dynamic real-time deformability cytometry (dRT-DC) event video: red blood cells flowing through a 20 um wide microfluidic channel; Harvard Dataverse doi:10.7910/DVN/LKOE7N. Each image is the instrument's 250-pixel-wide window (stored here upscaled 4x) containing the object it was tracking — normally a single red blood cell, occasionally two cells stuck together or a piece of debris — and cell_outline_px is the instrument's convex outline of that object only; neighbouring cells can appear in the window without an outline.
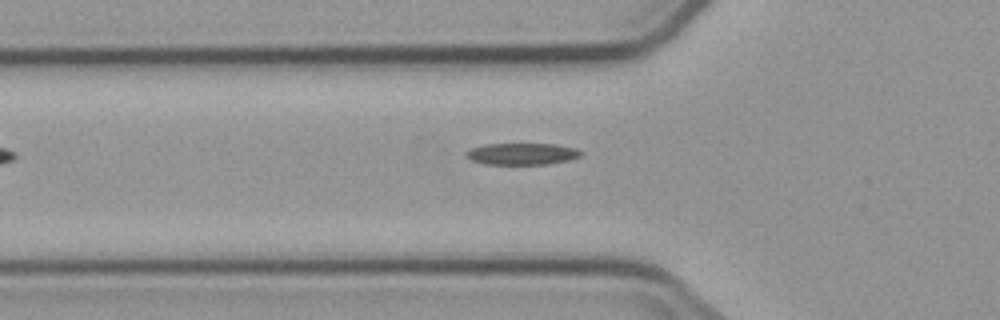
{"species": "common noctule bat (a hibernating species)", "species_latin": "Nyctalus noctula", "temperature_condition": "cold", "stored_images_in_passage": 3, "camera_frame_rate_fps": 3000, "um_per_image_px": 0.085, "animal": {"sex": "male", "body_mass_g": 23.1, "forearm_length_mm": 52.7}, "frame": {"image": 1, "passage_image": 2, "time_ms": 1.333, "image_size_px": [1000, 320], "cell_outline_px": [[584, 152], [580, 156], [568, 160], [548, 164], [484, 164], [472, 160], [464, 156], [464, 152], [472, 148], [484, 144], [556, 144], [576, 148]], "centroid_in_image_um": [44.36, 13.07], "position_along_channel_um": 81.4, "area_um2": 14.57}}
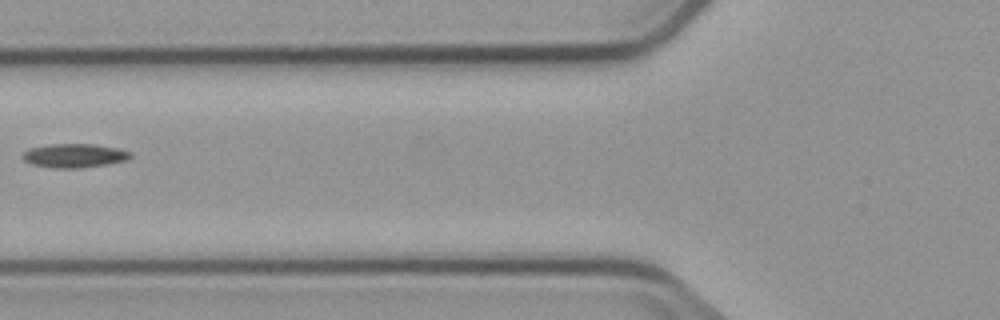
{"frame": {"image": 2, "passage_image": 3, "time_ms": 2.333, "image_size_px": [1000, 320], "cell_outline_px": [[132, 156], [128, 160], [108, 164], [80, 168], [52, 168], [32, 164], [24, 160], [20, 156], [28, 148], [48, 144], [92, 144], [116, 148], [132, 152]], "centroid_in_image_um": [6.3, 13.23], "position_along_channel_um": 119.5, "area_um2": 15.14}}